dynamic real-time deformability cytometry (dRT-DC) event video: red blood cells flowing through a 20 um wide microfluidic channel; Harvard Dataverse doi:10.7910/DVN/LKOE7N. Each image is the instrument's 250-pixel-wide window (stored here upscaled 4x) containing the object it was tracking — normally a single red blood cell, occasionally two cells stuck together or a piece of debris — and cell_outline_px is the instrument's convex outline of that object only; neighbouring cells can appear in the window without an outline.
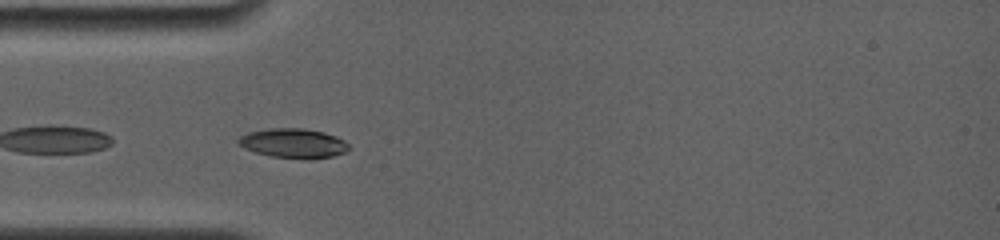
{"species": "common noctule bat (a hibernating species)", "species_latin": "Nyctalus noctula", "temperature_condition": "room temperature", "stored_images_in_passage": 6, "camera_frame_rate_fps": 4000, "um_per_image_px": 0.085, "animal": {"sex": "female", "body_mass_g": 19.0, "forearm_length_mm": 56.7}, "frame": {"image": 1, "passage_image": 3, "time_ms": 0.5, "image_size_px": [1000, 240], "cell_outline_px": [[352, 148], [344, 152], [332, 156], [272, 156], [256, 152], [244, 148], [236, 144], [236, 140], [240, 136], [248, 132], [272, 128], [304, 128], [324, 132], [336, 136], [344, 140]], "centroid_in_image_um": [24.89, 12.12], "position_along_channel_um": 60.1, "area_um2": 18.32}}